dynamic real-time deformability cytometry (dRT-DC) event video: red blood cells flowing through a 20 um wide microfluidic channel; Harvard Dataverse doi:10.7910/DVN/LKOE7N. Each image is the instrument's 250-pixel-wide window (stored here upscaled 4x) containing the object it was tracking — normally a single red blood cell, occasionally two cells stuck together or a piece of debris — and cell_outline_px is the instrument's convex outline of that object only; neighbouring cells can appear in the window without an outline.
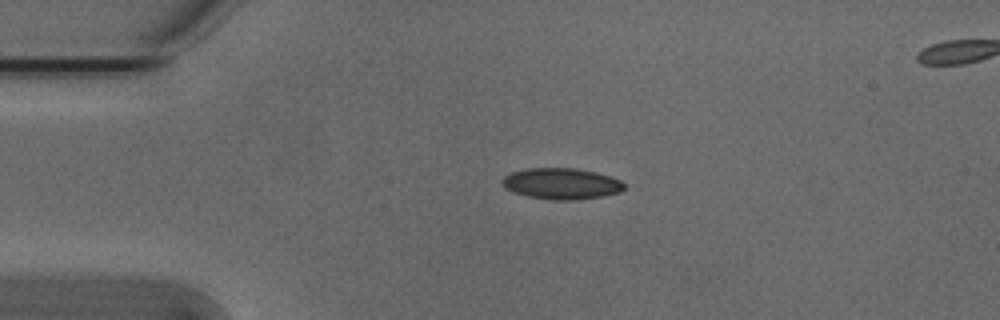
{"species": "Egyptian fruit bat (a non-hibernating species)", "species_latin": "Rousettus aegyptiacus", "temperature_condition": "cold", "stored_images_in_passage": 4, "segment_of_instrument_passage": [1, 2], "camera_frame_rate_fps": 3000, "um_per_image_px": 0.085, "animal": {"sex": "male"}, "frame": {"image": 1, "passage_image": 2, "time_ms": 0.333, "image_size_px": [1000, 320], "cell_outline_px": [[624, 188], [620, 192], [604, 196], [576, 200], [556, 200], [528, 196], [504, 188], [500, 180], [504, 176], [512, 172], [528, 168], [576, 168], [596, 172], [620, 180], [624, 184]], "centroid_in_image_um": [47.72, 15.61], "position_along_channel_um": 37.3, "area_um2": 22.08}}